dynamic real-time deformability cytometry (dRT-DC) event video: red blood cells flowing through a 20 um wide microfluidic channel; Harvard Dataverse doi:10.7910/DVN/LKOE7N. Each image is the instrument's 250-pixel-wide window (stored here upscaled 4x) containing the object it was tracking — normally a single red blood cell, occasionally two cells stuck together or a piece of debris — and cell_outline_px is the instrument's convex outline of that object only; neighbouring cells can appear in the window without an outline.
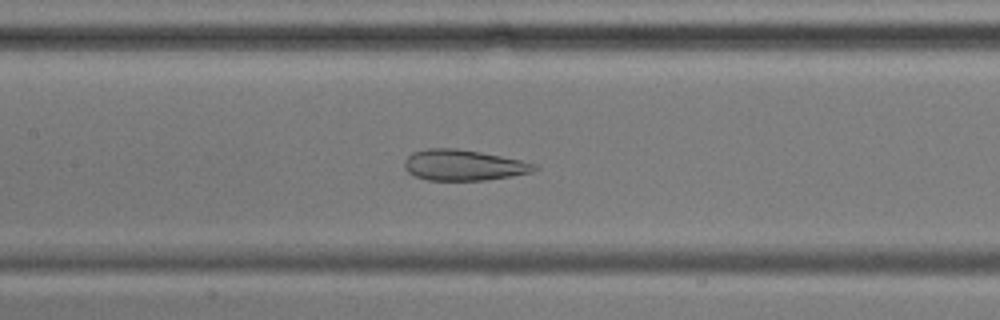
{"species": "common noctule bat (a hibernating species)", "species_latin": "Nyctalus noctula", "temperature_condition": "cold", "stored_images_in_passage": 46, "camera_frame_rate_fps": 3000, "um_per_image_px": 0.085, "animal": {"sex": "male", "body_mass_g": 17.9, "forearm_length_mm": 54.2}, "frame": {"image": 1, "passage_image": 16, "time_ms": 5.0, "image_size_px": [1000, 320], "cell_outline_px": [[540, 168], [532, 172], [512, 176], [484, 180], [428, 180], [416, 176], [408, 172], [404, 168], [404, 160], [412, 152], [428, 148], [456, 148], [480, 152], [520, 160], [536, 164]], "centroid_in_image_um": [39.39, 14.03], "position_along_channel_um": 168.0, "area_um2": 23.29}}
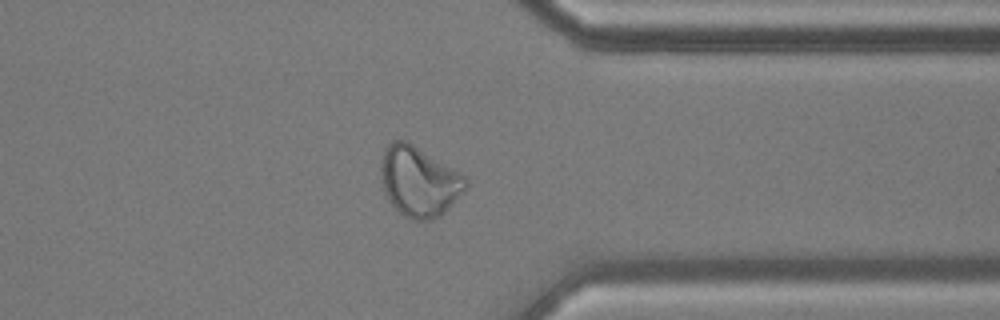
{"frame": {"image": 2, "passage_image": 34, "time_ms": 11.0, "image_size_px": [1000, 320], "cell_outline_px": [[468, 188], [440, 216], [432, 220], [412, 220], [404, 216], [388, 200], [384, 192], [380, 172], [380, 160], [384, 148], [392, 140], [404, 140], [412, 144], [460, 172], [468, 180]], "centroid_in_image_um": [35.6, 15.42], "position_along_channel_um": 375.8, "area_um2": 34.74}}
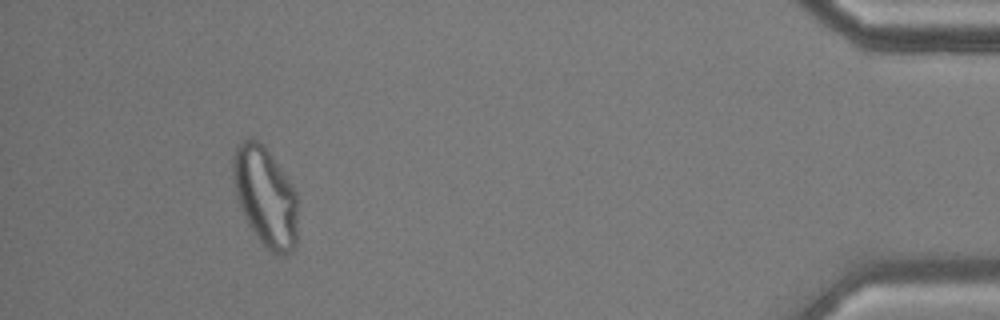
{"frame": {"image": 3, "passage_image": 42, "time_ms": 13.667, "image_size_px": [1000, 320], "cell_outline_px": [[296, 244], [292, 252], [284, 256], [280, 256], [264, 248], [248, 224], [240, 208], [236, 196], [232, 180], [232, 156], [236, 148], [248, 136], [252, 136], [268, 152], [288, 180], [296, 192]], "centroid_in_image_um": [22.52, 16.76], "position_along_channel_um": 412.7, "area_um2": 37.4}}